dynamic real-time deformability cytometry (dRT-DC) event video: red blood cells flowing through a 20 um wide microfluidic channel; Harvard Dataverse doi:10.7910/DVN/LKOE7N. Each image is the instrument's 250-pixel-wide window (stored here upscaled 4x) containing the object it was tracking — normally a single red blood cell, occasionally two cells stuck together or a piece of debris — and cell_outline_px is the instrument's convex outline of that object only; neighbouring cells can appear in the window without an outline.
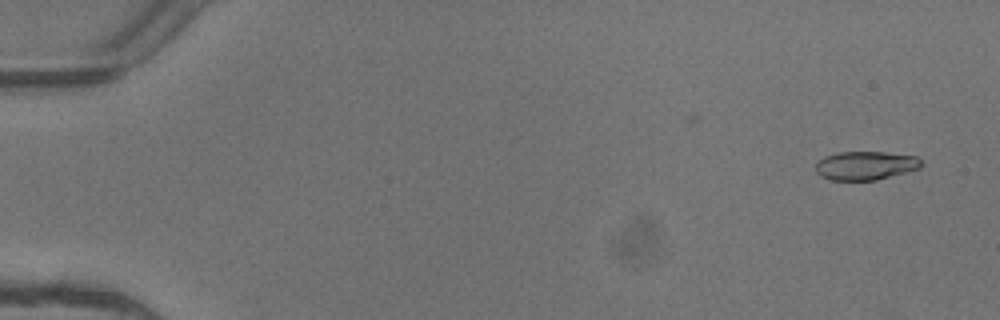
{"species": "common noctule bat (a hibernating species)", "species_latin": "Nyctalus noctula", "temperature_condition": "warm", "stored_images_in_passage": 2, "camera_frame_rate_fps": 3000, "um_per_image_px": 0.085, "animal": {"sex": "female"}, "frame": {"image": 1, "passage_image": 2, "time_ms": 0.333, "image_size_px": [1000, 320], "cell_outline_px": [[924, 164], [920, 168], [876, 180], [832, 180], [820, 176], [816, 172], [816, 160], [824, 156], [840, 152], [884, 152], [916, 156]], "centroid_in_image_um": [73.54, 14.07], "position_along_channel_um": 11.5, "area_um2": 17.69}}